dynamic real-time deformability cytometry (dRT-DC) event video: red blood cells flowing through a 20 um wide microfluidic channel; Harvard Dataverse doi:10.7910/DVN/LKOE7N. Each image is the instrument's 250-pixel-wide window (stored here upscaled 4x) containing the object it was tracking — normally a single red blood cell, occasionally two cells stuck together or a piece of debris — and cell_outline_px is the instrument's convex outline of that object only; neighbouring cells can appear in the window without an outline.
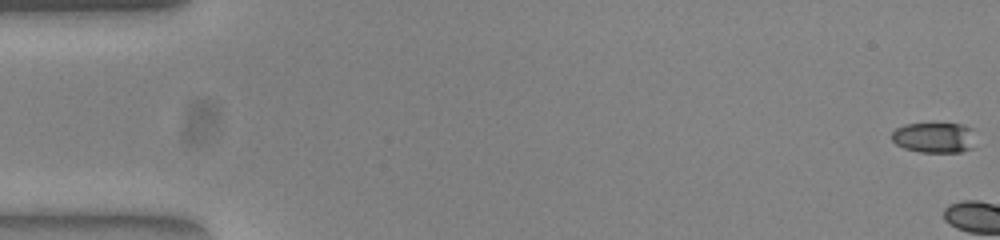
{"species": "common noctule bat (a hibernating species)", "species_latin": "Nyctalus noctula", "temperature_condition": "warm", "stored_images_in_passage": 4, "camera_frame_rate_fps": 3000, "um_per_image_px": 0.085, "animal": {"sex": "female", "body_mass_g": 23.0, "forearm_length_mm": 53.4}, "frame": {"image": 1, "passage_image": 1, "time_ms": 0.0, "image_size_px": [1000, 240], "cell_outline_px": [[972, 148], [960, 152], [920, 152], [904, 148], [896, 144], [892, 140], [892, 132], [896, 128], [904, 124], [960, 124], [972, 128]], "centroid_in_image_um": [79.37, 11.7], "position_along_channel_um": 5.6, "area_um2": 14.68}}